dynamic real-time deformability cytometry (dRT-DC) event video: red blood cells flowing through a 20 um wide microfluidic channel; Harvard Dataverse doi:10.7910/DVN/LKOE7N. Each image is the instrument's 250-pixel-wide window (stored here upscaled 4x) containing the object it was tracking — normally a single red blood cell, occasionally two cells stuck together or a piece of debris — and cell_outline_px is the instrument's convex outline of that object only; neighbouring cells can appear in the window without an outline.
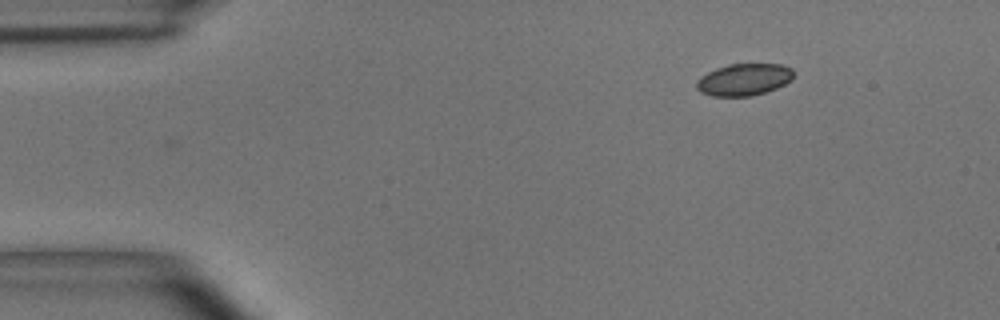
{"species": "common noctule bat (a hibernating species)", "species_latin": "Nyctalus noctula", "temperature_condition": "room temperature", "stored_images_in_passage": 41, "camera_frame_rate_fps": 3000, "um_per_image_px": 0.085, "animal": {"sex": "male", "body_mass_g": 15.6}, "frame": {"image": 1, "passage_image": 1, "time_ms": 0.0, "image_size_px": [1000, 320], "cell_outline_px": [[796, 72], [792, 80], [776, 88], [764, 92], [748, 96], [712, 96], [700, 92], [696, 88], [696, 80], [700, 76], [716, 68], [728, 64], [784, 64], [792, 68]], "centroid_in_image_um": [63.25, 6.75], "position_along_channel_um": 21.8, "area_um2": 18.26}}
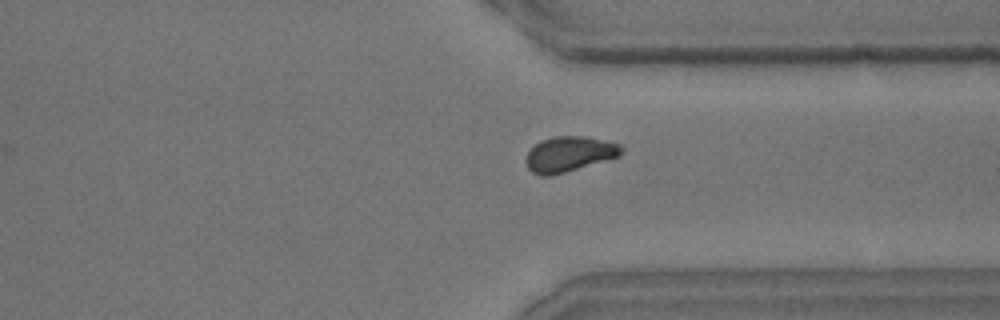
{"frame": {"image": 2, "passage_image": 35, "time_ms": 11.333, "image_size_px": [1000, 320], "cell_outline_px": [[624, 152], [620, 156], [552, 176], [540, 176], [532, 172], [528, 168], [528, 152], [540, 140], [552, 136], [584, 136], [620, 144], [624, 148]], "centroid_in_image_um": [48.42, 13.09], "position_along_channel_um": 363.0, "area_um2": 19.54}}
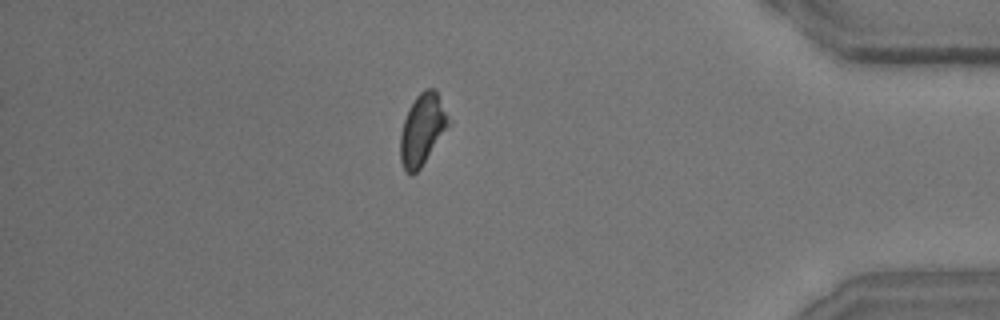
{"frame": {"image": 3, "passage_image": 41, "time_ms": 13.333, "image_size_px": [1000, 320], "cell_outline_px": [[452, 120], [420, 168], [412, 176], [404, 172], [400, 160], [400, 136], [404, 120], [408, 108], [416, 96], [424, 88], [436, 88]], "centroid_in_image_um": [35.9, 10.97], "position_along_channel_um": 399.3, "area_um2": 20.23}, "authors_computed_cell_mechanics": {"area_um2": 19.0162, "velocity_mm_per_s": 3.669, "shape_relaxation_time_tau1_ms": 6.025, "shape_relaxation_time_tau2_ms": null, "deformation_change_tau1": 0.0996, "deformation_change_tau2": null}}